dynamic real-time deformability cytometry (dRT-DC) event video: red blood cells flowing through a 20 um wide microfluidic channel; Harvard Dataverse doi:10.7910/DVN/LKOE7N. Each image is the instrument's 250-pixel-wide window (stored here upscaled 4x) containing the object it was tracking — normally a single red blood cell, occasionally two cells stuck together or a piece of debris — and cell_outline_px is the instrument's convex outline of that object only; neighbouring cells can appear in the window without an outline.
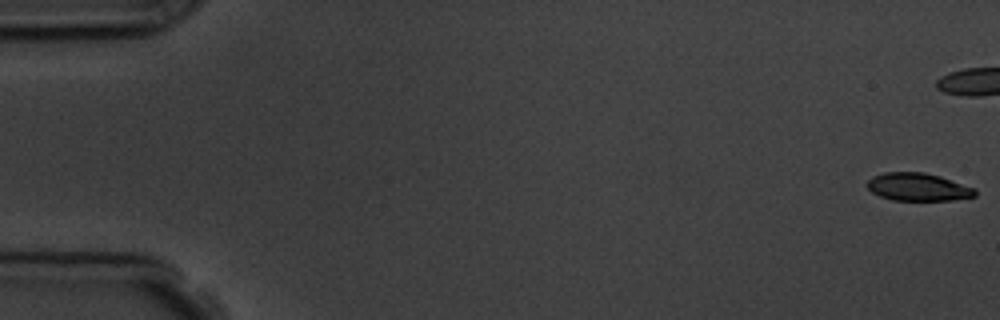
{"species": "common noctule bat (a hibernating species)", "species_latin": "Nyctalus noctula", "temperature_condition": "room temperature", "stored_images_in_passage": 9, "camera_frame_rate_fps": 3000, "um_per_image_px": 0.085, "animal": {"sex": "male", "body_mass_g": 19.5, "forearm_length_mm": 54.6}, "frame": {"image": 1, "passage_image": 1, "time_ms": 0.0, "image_size_px": [1000, 320], "cell_outline_px": [[976, 196], [952, 200], [892, 200], [880, 196], [872, 192], [868, 188], [868, 180], [872, 176], [884, 172], [924, 172], [940, 176], [976, 188]], "centroid_in_image_um": [78.04, 15.89], "position_along_channel_um": 7.0, "area_um2": 17.51}}